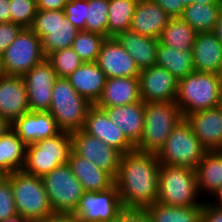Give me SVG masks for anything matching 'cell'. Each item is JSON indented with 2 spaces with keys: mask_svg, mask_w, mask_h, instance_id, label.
<instances>
[{
  "mask_svg": "<svg viewBox=\"0 0 222 222\" xmlns=\"http://www.w3.org/2000/svg\"><path fill=\"white\" fill-rule=\"evenodd\" d=\"M138 0H109L108 38L130 29Z\"/></svg>",
  "mask_w": 222,
  "mask_h": 222,
  "instance_id": "836d02e7",
  "label": "cell"
},
{
  "mask_svg": "<svg viewBox=\"0 0 222 222\" xmlns=\"http://www.w3.org/2000/svg\"><path fill=\"white\" fill-rule=\"evenodd\" d=\"M219 108L222 110V92H221V98H220Z\"/></svg>",
  "mask_w": 222,
  "mask_h": 222,
  "instance_id": "91938a15",
  "label": "cell"
},
{
  "mask_svg": "<svg viewBox=\"0 0 222 222\" xmlns=\"http://www.w3.org/2000/svg\"><path fill=\"white\" fill-rule=\"evenodd\" d=\"M18 215L30 221L54 214L42 178L23 170L7 174Z\"/></svg>",
  "mask_w": 222,
  "mask_h": 222,
  "instance_id": "5b68a950",
  "label": "cell"
},
{
  "mask_svg": "<svg viewBox=\"0 0 222 222\" xmlns=\"http://www.w3.org/2000/svg\"><path fill=\"white\" fill-rule=\"evenodd\" d=\"M200 4H222V0H197Z\"/></svg>",
  "mask_w": 222,
  "mask_h": 222,
  "instance_id": "db71d44e",
  "label": "cell"
},
{
  "mask_svg": "<svg viewBox=\"0 0 222 222\" xmlns=\"http://www.w3.org/2000/svg\"><path fill=\"white\" fill-rule=\"evenodd\" d=\"M11 125L4 117L0 116V137L11 129Z\"/></svg>",
  "mask_w": 222,
  "mask_h": 222,
  "instance_id": "f907efd6",
  "label": "cell"
},
{
  "mask_svg": "<svg viewBox=\"0 0 222 222\" xmlns=\"http://www.w3.org/2000/svg\"><path fill=\"white\" fill-rule=\"evenodd\" d=\"M196 170L185 166L160 165L157 202L167 206H203L198 202Z\"/></svg>",
  "mask_w": 222,
  "mask_h": 222,
  "instance_id": "277c9868",
  "label": "cell"
},
{
  "mask_svg": "<svg viewBox=\"0 0 222 222\" xmlns=\"http://www.w3.org/2000/svg\"><path fill=\"white\" fill-rule=\"evenodd\" d=\"M71 141L72 150L77 155L88 159L99 169L106 170L114 178L116 177L122 156L119 150L82 129L71 132Z\"/></svg>",
  "mask_w": 222,
  "mask_h": 222,
  "instance_id": "7c38bea8",
  "label": "cell"
},
{
  "mask_svg": "<svg viewBox=\"0 0 222 222\" xmlns=\"http://www.w3.org/2000/svg\"><path fill=\"white\" fill-rule=\"evenodd\" d=\"M158 4L171 18L177 17V0H153Z\"/></svg>",
  "mask_w": 222,
  "mask_h": 222,
  "instance_id": "bcb514c9",
  "label": "cell"
},
{
  "mask_svg": "<svg viewBox=\"0 0 222 222\" xmlns=\"http://www.w3.org/2000/svg\"><path fill=\"white\" fill-rule=\"evenodd\" d=\"M192 57L196 72L219 73L222 64V43L214 32L196 33Z\"/></svg>",
  "mask_w": 222,
  "mask_h": 222,
  "instance_id": "603a6c76",
  "label": "cell"
},
{
  "mask_svg": "<svg viewBox=\"0 0 222 222\" xmlns=\"http://www.w3.org/2000/svg\"><path fill=\"white\" fill-rule=\"evenodd\" d=\"M64 12L66 19L79 31L85 30L86 0H68Z\"/></svg>",
  "mask_w": 222,
  "mask_h": 222,
  "instance_id": "ab89813d",
  "label": "cell"
},
{
  "mask_svg": "<svg viewBox=\"0 0 222 222\" xmlns=\"http://www.w3.org/2000/svg\"><path fill=\"white\" fill-rule=\"evenodd\" d=\"M140 96L143 102H172L176 100L178 79L158 65L140 71Z\"/></svg>",
  "mask_w": 222,
  "mask_h": 222,
  "instance_id": "9a60e30c",
  "label": "cell"
},
{
  "mask_svg": "<svg viewBox=\"0 0 222 222\" xmlns=\"http://www.w3.org/2000/svg\"><path fill=\"white\" fill-rule=\"evenodd\" d=\"M201 222H222V208L211 203H203Z\"/></svg>",
  "mask_w": 222,
  "mask_h": 222,
  "instance_id": "b9f144b4",
  "label": "cell"
},
{
  "mask_svg": "<svg viewBox=\"0 0 222 222\" xmlns=\"http://www.w3.org/2000/svg\"><path fill=\"white\" fill-rule=\"evenodd\" d=\"M29 111L28 95L23 77L4 75L0 79V116L13 124Z\"/></svg>",
  "mask_w": 222,
  "mask_h": 222,
  "instance_id": "ac0fdd59",
  "label": "cell"
},
{
  "mask_svg": "<svg viewBox=\"0 0 222 222\" xmlns=\"http://www.w3.org/2000/svg\"><path fill=\"white\" fill-rule=\"evenodd\" d=\"M222 82L218 74L193 71L178 80L175 102L183 118L201 110L219 107Z\"/></svg>",
  "mask_w": 222,
  "mask_h": 222,
  "instance_id": "7a4b0ae2",
  "label": "cell"
},
{
  "mask_svg": "<svg viewBox=\"0 0 222 222\" xmlns=\"http://www.w3.org/2000/svg\"><path fill=\"white\" fill-rule=\"evenodd\" d=\"M101 109L134 146L139 143L144 127L145 102L141 100L124 106Z\"/></svg>",
  "mask_w": 222,
  "mask_h": 222,
  "instance_id": "7402d4cb",
  "label": "cell"
},
{
  "mask_svg": "<svg viewBox=\"0 0 222 222\" xmlns=\"http://www.w3.org/2000/svg\"><path fill=\"white\" fill-rule=\"evenodd\" d=\"M67 79L77 93L95 105L102 94L107 77L96 62H83Z\"/></svg>",
  "mask_w": 222,
  "mask_h": 222,
  "instance_id": "d4e9b609",
  "label": "cell"
},
{
  "mask_svg": "<svg viewBox=\"0 0 222 222\" xmlns=\"http://www.w3.org/2000/svg\"><path fill=\"white\" fill-rule=\"evenodd\" d=\"M195 170L198 192L214 195L222 186V150L207 151Z\"/></svg>",
  "mask_w": 222,
  "mask_h": 222,
  "instance_id": "f546056e",
  "label": "cell"
},
{
  "mask_svg": "<svg viewBox=\"0 0 222 222\" xmlns=\"http://www.w3.org/2000/svg\"><path fill=\"white\" fill-rule=\"evenodd\" d=\"M196 31L180 17L171 18L163 29L159 42L173 49L192 50Z\"/></svg>",
  "mask_w": 222,
  "mask_h": 222,
  "instance_id": "d6a6232c",
  "label": "cell"
},
{
  "mask_svg": "<svg viewBox=\"0 0 222 222\" xmlns=\"http://www.w3.org/2000/svg\"><path fill=\"white\" fill-rule=\"evenodd\" d=\"M123 210L119 192L114 184L109 189L99 192L85 191L73 215L77 219L108 222Z\"/></svg>",
  "mask_w": 222,
  "mask_h": 222,
  "instance_id": "4fadbf2b",
  "label": "cell"
},
{
  "mask_svg": "<svg viewBox=\"0 0 222 222\" xmlns=\"http://www.w3.org/2000/svg\"><path fill=\"white\" fill-rule=\"evenodd\" d=\"M109 0H86L85 31L108 38Z\"/></svg>",
  "mask_w": 222,
  "mask_h": 222,
  "instance_id": "e575fe53",
  "label": "cell"
},
{
  "mask_svg": "<svg viewBox=\"0 0 222 222\" xmlns=\"http://www.w3.org/2000/svg\"><path fill=\"white\" fill-rule=\"evenodd\" d=\"M0 59L4 75L23 77L46 56L41 39L30 28H23Z\"/></svg>",
  "mask_w": 222,
  "mask_h": 222,
  "instance_id": "8fae6325",
  "label": "cell"
},
{
  "mask_svg": "<svg viewBox=\"0 0 222 222\" xmlns=\"http://www.w3.org/2000/svg\"><path fill=\"white\" fill-rule=\"evenodd\" d=\"M57 78L52 64L47 59L35 65L23 76L31 112L49 110L52 88Z\"/></svg>",
  "mask_w": 222,
  "mask_h": 222,
  "instance_id": "5bb4252c",
  "label": "cell"
},
{
  "mask_svg": "<svg viewBox=\"0 0 222 222\" xmlns=\"http://www.w3.org/2000/svg\"><path fill=\"white\" fill-rule=\"evenodd\" d=\"M7 177V175L3 172H0V183Z\"/></svg>",
  "mask_w": 222,
  "mask_h": 222,
  "instance_id": "11a10c76",
  "label": "cell"
},
{
  "mask_svg": "<svg viewBox=\"0 0 222 222\" xmlns=\"http://www.w3.org/2000/svg\"><path fill=\"white\" fill-rule=\"evenodd\" d=\"M11 22L30 28L37 13L36 0H10Z\"/></svg>",
  "mask_w": 222,
  "mask_h": 222,
  "instance_id": "74e56055",
  "label": "cell"
},
{
  "mask_svg": "<svg viewBox=\"0 0 222 222\" xmlns=\"http://www.w3.org/2000/svg\"><path fill=\"white\" fill-rule=\"evenodd\" d=\"M3 222H32V221L27 220L24 217H21L20 215H16V216L6 219Z\"/></svg>",
  "mask_w": 222,
  "mask_h": 222,
  "instance_id": "f5cc1de1",
  "label": "cell"
},
{
  "mask_svg": "<svg viewBox=\"0 0 222 222\" xmlns=\"http://www.w3.org/2000/svg\"><path fill=\"white\" fill-rule=\"evenodd\" d=\"M170 19L171 17L153 0H138L130 30L159 40Z\"/></svg>",
  "mask_w": 222,
  "mask_h": 222,
  "instance_id": "44dd1931",
  "label": "cell"
},
{
  "mask_svg": "<svg viewBox=\"0 0 222 222\" xmlns=\"http://www.w3.org/2000/svg\"><path fill=\"white\" fill-rule=\"evenodd\" d=\"M18 215L12 195L10 181L5 178L0 183V222Z\"/></svg>",
  "mask_w": 222,
  "mask_h": 222,
  "instance_id": "f35d334b",
  "label": "cell"
},
{
  "mask_svg": "<svg viewBox=\"0 0 222 222\" xmlns=\"http://www.w3.org/2000/svg\"><path fill=\"white\" fill-rule=\"evenodd\" d=\"M138 77L107 78L98 108L117 107L141 101Z\"/></svg>",
  "mask_w": 222,
  "mask_h": 222,
  "instance_id": "cb8c5ba5",
  "label": "cell"
},
{
  "mask_svg": "<svg viewBox=\"0 0 222 222\" xmlns=\"http://www.w3.org/2000/svg\"><path fill=\"white\" fill-rule=\"evenodd\" d=\"M46 59L52 64L58 78H67L83 63L72 47L55 51Z\"/></svg>",
  "mask_w": 222,
  "mask_h": 222,
  "instance_id": "8d00e7d4",
  "label": "cell"
},
{
  "mask_svg": "<svg viewBox=\"0 0 222 222\" xmlns=\"http://www.w3.org/2000/svg\"><path fill=\"white\" fill-rule=\"evenodd\" d=\"M11 128L26 145L53 137L62 131L48 111H29L18 118Z\"/></svg>",
  "mask_w": 222,
  "mask_h": 222,
  "instance_id": "ffe728a7",
  "label": "cell"
},
{
  "mask_svg": "<svg viewBox=\"0 0 222 222\" xmlns=\"http://www.w3.org/2000/svg\"><path fill=\"white\" fill-rule=\"evenodd\" d=\"M96 64L107 78L139 77L140 74L135 61L116 38H106Z\"/></svg>",
  "mask_w": 222,
  "mask_h": 222,
  "instance_id": "e0dca14e",
  "label": "cell"
},
{
  "mask_svg": "<svg viewBox=\"0 0 222 222\" xmlns=\"http://www.w3.org/2000/svg\"><path fill=\"white\" fill-rule=\"evenodd\" d=\"M156 65L168 70L178 80L195 71L192 50L178 51L160 42L156 50Z\"/></svg>",
  "mask_w": 222,
  "mask_h": 222,
  "instance_id": "4dcf8cb0",
  "label": "cell"
},
{
  "mask_svg": "<svg viewBox=\"0 0 222 222\" xmlns=\"http://www.w3.org/2000/svg\"><path fill=\"white\" fill-rule=\"evenodd\" d=\"M206 152L207 149L194 135L189 122L183 118L156 155L161 164L196 169Z\"/></svg>",
  "mask_w": 222,
  "mask_h": 222,
  "instance_id": "ba28073f",
  "label": "cell"
},
{
  "mask_svg": "<svg viewBox=\"0 0 222 222\" xmlns=\"http://www.w3.org/2000/svg\"><path fill=\"white\" fill-rule=\"evenodd\" d=\"M33 222H77V218L72 213H54L49 217Z\"/></svg>",
  "mask_w": 222,
  "mask_h": 222,
  "instance_id": "f6af8a7d",
  "label": "cell"
},
{
  "mask_svg": "<svg viewBox=\"0 0 222 222\" xmlns=\"http://www.w3.org/2000/svg\"><path fill=\"white\" fill-rule=\"evenodd\" d=\"M182 119V113L175 101L145 103L143 132L135 150L157 154Z\"/></svg>",
  "mask_w": 222,
  "mask_h": 222,
  "instance_id": "3957f363",
  "label": "cell"
},
{
  "mask_svg": "<svg viewBox=\"0 0 222 222\" xmlns=\"http://www.w3.org/2000/svg\"><path fill=\"white\" fill-rule=\"evenodd\" d=\"M108 222H145L142 210L124 209L114 219Z\"/></svg>",
  "mask_w": 222,
  "mask_h": 222,
  "instance_id": "7bdbcfd3",
  "label": "cell"
},
{
  "mask_svg": "<svg viewBox=\"0 0 222 222\" xmlns=\"http://www.w3.org/2000/svg\"><path fill=\"white\" fill-rule=\"evenodd\" d=\"M218 76H219V78L221 79V82H222V64H221Z\"/></svg>",
  "mask_w": 222,
  "mask_h": 222,
  "instance_id": "6f0895ef",
  "label": "cell"
},
{
  "mask_svg": "<svg viewBox=\"0 0 222 222\" xmlns=\"http://www.w3.org/2000/svg\"><path fill=\"white\" fill-rule=\"evenodd\" d=\"M135 61L139 70L156 65L158 39L126 30L115 37Z\"/></svg>",
  "mask_w": 222,
  "mask_h": 222,
  "instance_id": "4316f807",
  "label": "cell"
},
{
  "mask_svg": "<svg viewBox=\"0 0 222 222\" xmlns=\"http://www.w3.org/2000/svg\"><path fill=\"white\" fill-rule=\"evenodd\" d=\"M160 165L153 153L122 154L114 180L124 209L143 210L157 202Z\"/></svg>",
  "mask_w": 222,
  "mask_h": 222,
  "instance_id": "6da1fadb",
  "label": "cell"
},
{
  "mask_svg": "<svg viewBox=\"0 0 222 222\" xmlns=\"http://www.w3.org/2000/svg\"><path fill=\"white\" fill-rule=\"evenodd\" d=\"M221 8L222 4L192 3L185 6L180 18L197 33L214 32Z\"/></svg>",
  "mask_w": 222,
  "mask_h": 222,
  "instance_id": "1f68e13d",
  "label": "cell"
},
{
  "mask_svg": "<svg viewBox=\"0 0 222 222\" xmlns=\"http://www.w3.org/2000/svg\"><path fill=\"white\" fill-rule=\"evenodd\" d=\"M106 37L97 33L81 30L75 37L72 48L83 62H96Z\"/></svg>",
  "mask_w": 222,
  "mask_h": 222,
  "instance_id": "d590c367",
  "label": "cell"
},
{
  "mask_svg": "<svg viewBox=\"0 0 222 222\" xmlns=\"http://www.w3.org/2000/svg\"><path fill=\"white\" fill-rule=\"evenodd\" d=\"M203 206H167L158 202L142 210L145 222H201Z\"/></svg>",
  "mask_w": 222,
  "mask_h": 222,
  "instance_id": "f1b7e54d",
  "label": "cell"
},
{
  "mask_svg": "<svg viewBox=\"0 0 222 222\" xmlns=\"http://www.w3.org/2000/svg\"><path fill=\"white\" fill-rule=\"evenodd\" d=\"M68 164L85 191H103L115 184V178L106 170L99 169L88 159L70 152Z\"/></svg>",
  "mask_w": 222,
  "mask_h": 222,
  "instance_id": "484cf974",
  "label": "cell"
},
{
  "mask_svg": "<svg viewBox=\"0 0 222 222\" xmlns=\"http://www.w3.org/2000/svg\"><path fill=\"white\" fill-rule=\"evenodd\" d=\"M77 222H99V221H87L84 219H77Z\"/></svg>",
  "mask_w": 222,
  "mask_h": 222,
  "instance_id": "680465c9",
  "label": "cell"
},
{
  "mask_svg": "<svg viewBox=\"0 0 222 222\" xmlns=\"http://www.w3.org/2000/svg\"><path fill=\"white\" fill-rule=\"evenodd\" d=\"M4 76L3 69H2V64H1V59H0V79Z\"/></svg>",
  "mask_w": 222,
  "mask_h": 222,
  "instance_id": "9f6ffc18",
  "label": "cell"
},
{
  "mask_svg": "<svg viewBox=\"0 0 222 222\" xmlns=\"http://www.w3.org/2000/svg\"><path fill=\"white\" fill-rule=\"evenodd\" d=\"M197 3V0H177V17H181L185 6Z\"/></svg>",
  "mask_w": 222,
  "mask_h": 222,
  "instance_id": "c3c4849f",
  "label": "cell"
},
{
  "mask_svg": "<svg viewBox=\"0 0 222 222\" xmlns=\"http://www.w3.org/2000/svg\"><path fill=\"white\" fill-rule=\"evenodd\" d=\"M68 0H36L37 10H64Z\"/></svg>",
  "mask_w": 222,
  "mask_h": 222,
  "instance_id": "ee69618b",
  "label": "cell"
},
{
  "mask_svg": "<svg viewBox=\"0 0 222 222\" xmlns=\"http://www.w3.org/2000/svg\"><path fill=\"white\" fill-rule=\"evenodd\" d=\"M22 26L13 22L0 23V56L19 35Z\"/></svg>",
  "mask_w": 222,
  "mask_h": 222,
  "instance_id": "60d3db41",
  "label": "cell"
},
{
  "mask_svg": "<svg viewBox=\"0 0 222 222\" xmlns=\"http://www.w3.org/2000/svg\"><path fill=\"white\" fill-rule=\"evenodd\" d=\"M185 119L207 151L222 150V110L219 107L193 112Z\"/></svg>",
  "mask_w": 222,
  "mask_h": 222,
  "instance_id": "d6986e66",
  "label": "cell"
},
{
  "mask_svg": "<svg viewBox=\"0 0 222 222\" xmlns=\"http://www.w3.org/2000/svg\"><path fill=\"white\" fill-rule=\"evenodd\" d=\"M41 178L53 212L73 214L85 190L70 165H60Z\"/></svg>",
  "mask_w": 222,
  "mask_h": 222,
  "instance_id": "30bf717a",
  "label": "cell"
},
{
  "mask_svg": "<svg viewBox=\"0 0 222 222\" xmlns=\"http://www.w3.org/2000/svg\"><path fill=\"white\" fill-rule=\"evenodd\" d=\"M30 29L41 39L46 58L55 51L71 48L79 32L66 19L64 10H37Z\"/></svg>",
  "mask_w": 222,
  "mask_h": 222,
  "instance_id": "9c48e42d",
  "label": "cell"
},
{
  "mask_svg": "<svg viewBox=\"0 0 222 222\" xmlns=\"http://www.w3.org/2000/svg\"><path fill=\"white\" fill-rule=\"evenodd\" d=\"M91 106V103L77 93L67 78L55 80L48 112L62 131L81 130Z\"/></svg>",
  "mask_w": 222,
  "mask_h": 222,
  "instance_id": "8992f818",
  "label": "cell"
},
{
  "mask_svg": "<svg viewBox=\"0 0 222 222\" xmlns=\"http://www.w3.org/2000/svg\"><path fill=\"white\" fill-rule=\"evenodd\" d=\"M82 130L116 148L122 154L135 150V146L121 129L108 118L101 108L95 105L88 109Z\"/></svg>",
  "mask_w": 222,
  "mask_h": 222,
  "instance_id": "2e32d148",
  "label": "cell"
},
{
  "mask_svg": "<svg viewBox=\"0 0 222 222\" xmlns=\"http://www.w3.org/2000/svg\"><path fill=\"white\" fill-rule=\"evenodd\" d=\"M10 0H0V23L11 22Z\"/></svg>",
  "mask_w": 222,
  "mask_h": 222,
  "instance_id": "7dc6e473",
  "label": "cell"
},
{
  "mask_svg": "<svg viewBox=\"0 0 222 222\" xmlns=\"http://www.w3.org/2000/svg\"><path fill=\"white\" fill-rule=\"evenodd\" d=\"M215 196H216V198H217L218 201H217V202H216V201H213V202H215V203H211V204L222 208V186H221V187L219 188V190L214 194L213 197H215Z\"/></svg>",
  "mask_w": 222,
  "mask_h": 222,
  "instance_id": "816d5d0a",
  "label": "cell"
},
{
  "mask_svg": "<svg viewBox=\"0 0 222 222\" xmlns=\"http://www.w3.org/2000/svg\"><path fill=\"white\" fill-rule=\"evenodd\" d=\"M214 33L218 40L222 43V8L218 16V21L216 23Z\"/></svg>",
  "mask_w": 222,
  "mask_h": 222,
  "instance_id": "681fc988",
  "label": "cell"
},
{
  "mask_svg": "<svg viewBox=\"0 0 222 222\" xmlns=\"http://www.w3.org/2000/svg\"><path fill=\"white\" fill-rule=\"evenodd\" d=\"M27 145L11 128L0 137V172L13 173L21 171L26 161Z\"/></svg>",
  "mask_w": 222,
  "mask_h": 222,
  "instance_id": "83f0119b",
  "label": "cell"
},
{
  "mask_svg": "<svg viewBox=\"0 0 222 222\" xmlns=\"http://www.w3.org/2000/svg\"><path fill=\"white\" fill-rule=\"evenodd\" d=\"M71 151V132L68 131H61L53 137L28 144L23 171L42 177L56 167L68 163Z\"/></svg>",
  "mask_w": 222,
  "mask_h": 222,
  "instance_id": "52a82bcc",
  "label": "cell"
}]
</instances>
